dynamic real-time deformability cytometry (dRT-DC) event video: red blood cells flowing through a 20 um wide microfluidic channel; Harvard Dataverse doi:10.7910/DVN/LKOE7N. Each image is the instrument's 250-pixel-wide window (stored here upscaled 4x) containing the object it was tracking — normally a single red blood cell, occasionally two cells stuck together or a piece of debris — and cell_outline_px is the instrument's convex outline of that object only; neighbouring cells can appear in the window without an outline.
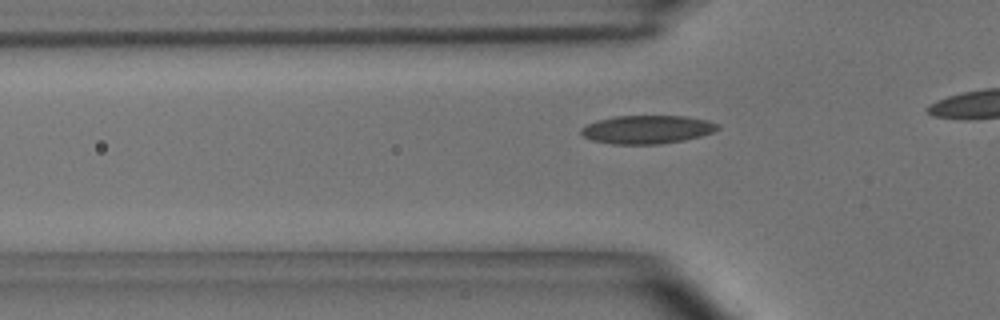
{"species": "common noctule bat (a hibernating species)", "species_latin": "Nyctalus noctula", "temperature_condition": "room temperature", "stored_images_in_passage": 12, "camera_frame_rate_fps": 3000, "um_per_image_px": 0.085, "animal": {"sex": "male", "body_mass_g": 15.6}, "frame": {"image": 1, "passage_image": 6, "time_ms": 1.667, "image_size_px": [1000, 320], "cell_outline_px": [[720, 128], [712, 132], [700, 136], [684, 140], [660, 144], [612, 144], [592, 140], [584, 136], [580, 132], [580, 128], [596, 120], [616, 116], [684, 116], [708, 120], [720, 124]], "centroid_in_image_um": [55.01, 11.0], "position_along_channel_um": 70.8, "area_um2": 22.6}}